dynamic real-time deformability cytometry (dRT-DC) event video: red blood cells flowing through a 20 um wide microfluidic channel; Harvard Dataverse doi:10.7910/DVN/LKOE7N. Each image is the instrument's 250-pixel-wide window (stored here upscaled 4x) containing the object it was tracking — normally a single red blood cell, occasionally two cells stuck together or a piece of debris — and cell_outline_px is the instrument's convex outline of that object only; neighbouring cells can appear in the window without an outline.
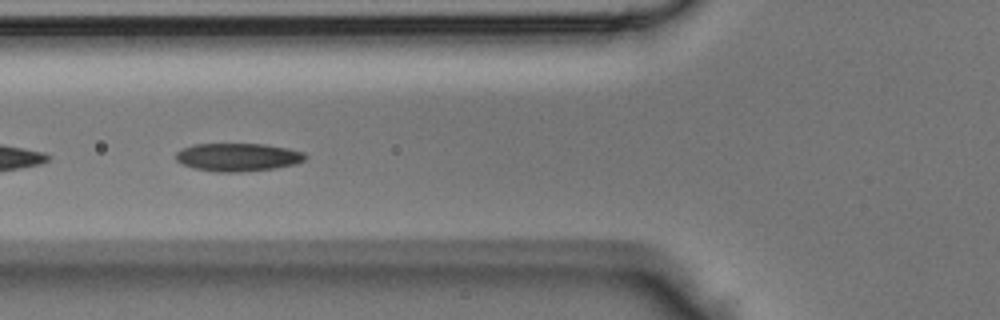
{"species": "Egyptian fruit bat (a non-hibernating species)", "species_latin": "Rousettus aegyptiacus", "temperature_condition": "room temperature", "stored_images_in_passage": 21, "camera_frame_rate_fps": 3000, "um_per_image_px": 0.085, "animal": {"sex": "male"}, "frame": {"image": 1, "passage_image": 13, "time_ms": 4.0, "image_size_px": [1000, 320], "cell_outline_px": [[308, 156], [304, 160], [296, 164], [276, 168], [240, 172], [216, 172], [192, 168], [176, 160], [176, 152], [184, 148], [196, 144], [264, 144], [288, 148], [304, 152]], "centroid_in_image_um": [20.25, 13.36], "position_along_channel_um": 105.5, "area_um2": 21.21}}
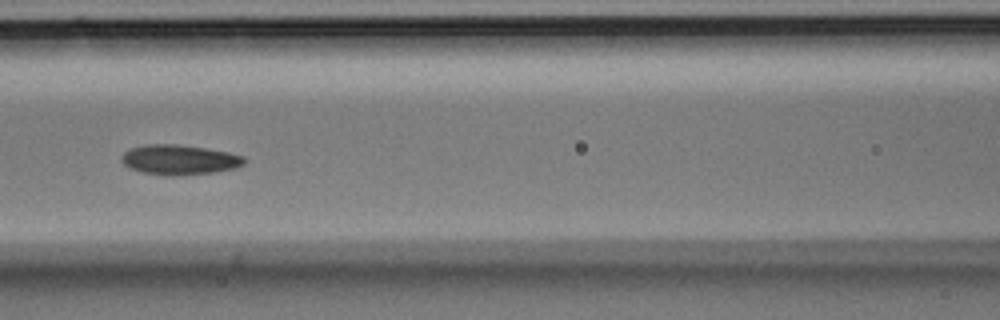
{"frame": {"image": 2, "passage_image": 16, "time_ms": 5.0, "image_size_px": [1000, 320], "cell_outline_px": [[244, 164], [236, 168], [212, 172], [172, 176], [168, 176], [144, 172], [132, 168], [124, 164], [120, 160], [120, 156], [128, 148], [144, 144], [176, 144], [204, 148], [228, 152], [244, 156]], "centroid_in_image_um": [15.21, 13.56], "position_along_channel_um": 151.4, "area_um2": 21.33}}
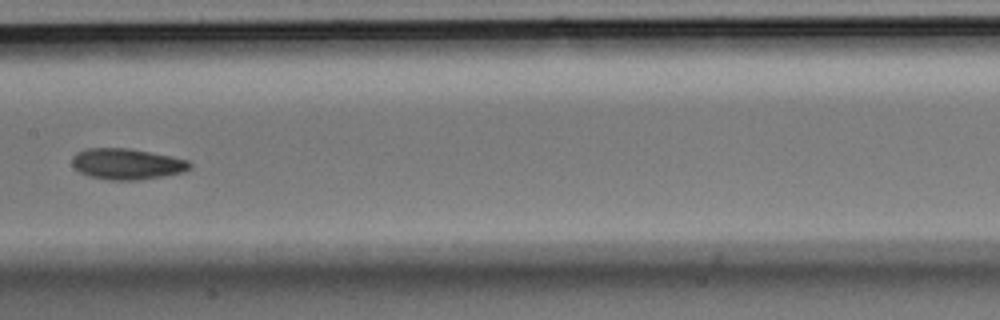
{"frame": {"image": 3, "passage_image": 19, "time_ms": 6.0, "image_size_px": [1000, 320], "cell_outline_px": [[192, 168], [184, 172], [164, 176], [136, 180], [112, 180], [92, 176], [80, 172], [72, 164], [72, 156], [76, 152], [84, 148], [128, 148], [188, 160], [192, 164]], "centroid_in_image_um": [10.79, 13.93], "position_along_channel_um": 196.6, "area_um2": 21.1}}